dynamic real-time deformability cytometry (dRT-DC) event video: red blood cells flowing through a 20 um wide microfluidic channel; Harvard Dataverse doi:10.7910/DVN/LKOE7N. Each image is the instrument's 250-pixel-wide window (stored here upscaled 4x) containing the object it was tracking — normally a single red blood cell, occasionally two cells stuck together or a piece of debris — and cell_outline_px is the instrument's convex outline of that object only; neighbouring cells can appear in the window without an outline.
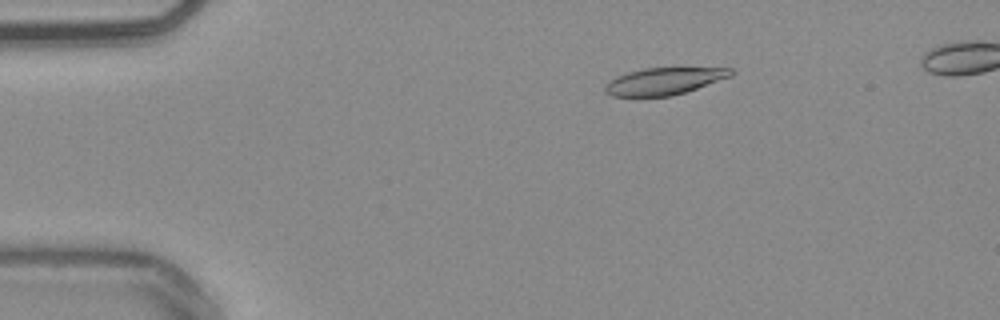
{"species": "common noctule bat (a hibernating species)", "species_latin": "Nyctalus noctula", "temperature_condition": "warm", "stored_images_in_passage": 45, "camera_frame_rate_fps": 3000, "um_per_image_px": 0.085, "animal": {"sex": "male", "body_mass_g": 20.4}, "frame": {"image": 1, "passage_image": 3, "time_ms": 0.667, "image_size_px": [1000, 320], "cell_outline_px": [[732, 76], [672, 96], [612, 96], [604, 92], [604, 88], [616, 76], [628, 72], [644, 68], [732, 68]], "centroid_in_image_um": [56.43, 6.9], "position_along_channel_um": 28.6, "area_um2": 19.48}}
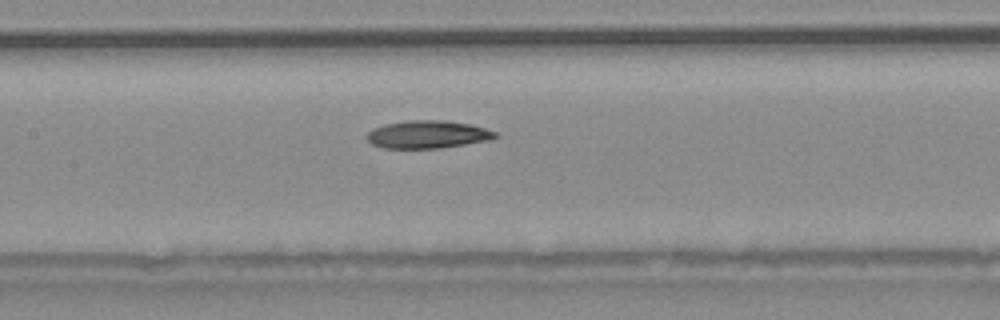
{"frame": {"image": 2, "passage_image": 19, "time_ms": 6.0, "image_size_px": [1000, 320], "cell_outline_px": [[500, 136], [488, 140], [440, 148], [380, 148], [372, 144], [368, 140], [368, 132], [384, 124], [408, 120], [444, 120], [472, 124], [496, 132]], "centroid_in_image_um": [36.37, 11.42], "position_along_channel_um": 171.0, "area_um2": 20.69}}
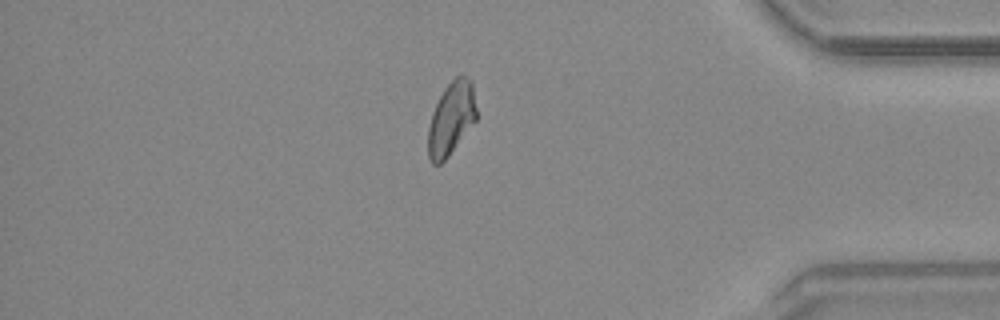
{"frame": {"image": 3, "passage_image": 39, "time_ms": 12.667, "image_size_px": [1000, 320], "cell_outline_px": [[476, 120], [448, 156], [440, 164], [432, 164], [428, 156], [428, 128], [432, 112], [444, 88], [456, 76], [464, 76], [472, 80], [476, 108]], "centroid_in_image_um": [38.35, 10.07], "position_along_channel_um": 396.9, "area_um2": 20.4}}